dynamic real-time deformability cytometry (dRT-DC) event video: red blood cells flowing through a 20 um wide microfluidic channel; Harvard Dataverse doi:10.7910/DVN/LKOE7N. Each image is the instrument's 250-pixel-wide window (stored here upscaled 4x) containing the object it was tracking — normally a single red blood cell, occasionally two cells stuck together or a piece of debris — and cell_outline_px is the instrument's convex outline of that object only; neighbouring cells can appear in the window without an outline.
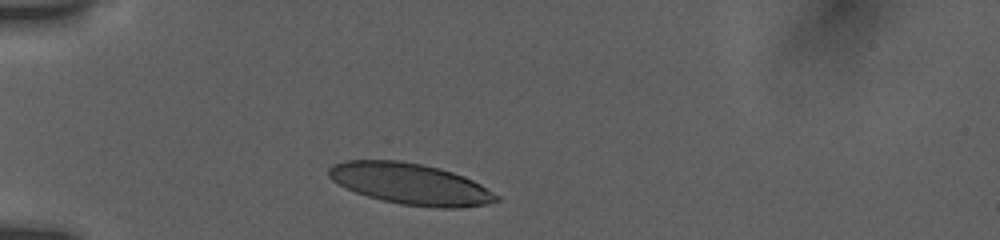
{"species": "human", "species_latin": "Homo sapiens", "temperature_condition": "room temperature", "stored_images_in_passage": 12, "camera_frame_rate_fps": 3000, "um_per_image_px": 0.085, "donor": {"sex": "female"}, "frame": {"image": 1, "passage_image": 1, "time_ms": 0.0, "image_size_px": [1000, 240], "cell_outline_px": [[500, 200], [488, 204], [460, 208], [440, 208], [400, 204], [368, 196], [356, 192], [332, 180], [328, 176], [328, 168], [332, 164], [344, 160], [400, 160], [424, 164], [440, 168], [464, 176], [480, 184], [500, 196]], "centroid_in_image_um": [34.91, 15.62], "position_along_channel_um": 50.1, "area_um2": 40.29}}
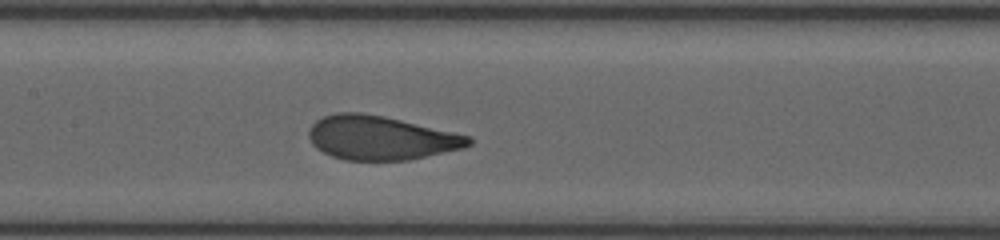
{"frame": {"image": 2, "passage_image": 6, "time_ms": 4.0, "image_size_px": [1000, 240], "cell_outline_px": [[472, 144], [464, 148], [408, 160], [344, 160], [332, 156], [316, 148], [312, 144], [308, 136], [308, 132], [312, 124], [316, 120], [324, 116], [336, 112], [360, 112], [384, 116], [472, 136]], "centroid_in_image_um": [32.36, 11.71], "position_along_channel_um": 175.0, "area_um2": 41.04}}
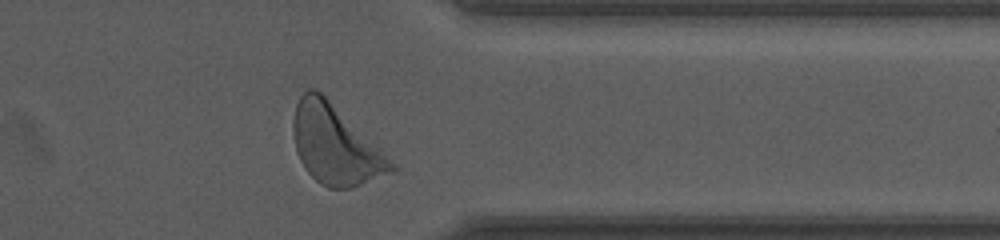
{"frame": {"image": 3, "passage_image": 12, "time_ms": 9.667, "image_size_px": [1000, 240], "cell_outline_px": [[400, 168], [396, 172], [352, 188], [328, 188], [320, 184], [304, 168], [300, 160], [296, 148], [292, 128], [292, 124], [296, 104], [300, 96], [308, 88], [312, 88], [320, 92], [396, 164]], "centroid_in_image_um": [28.51, 12.36], "position_along_channel_um": 382.9, "area_um2": 44.68}, "authors_computed_cell_mechanics": {"area_um2": 40.9224, "velocity_mm_per_s": 3.7546, "shape_relaxation_time_tau1_ms": 2.2698, "shape_relaxation_time_tau2_ms": null, "deformation_change_tau1": 0.1192, "deformation_change_tau2": null}}